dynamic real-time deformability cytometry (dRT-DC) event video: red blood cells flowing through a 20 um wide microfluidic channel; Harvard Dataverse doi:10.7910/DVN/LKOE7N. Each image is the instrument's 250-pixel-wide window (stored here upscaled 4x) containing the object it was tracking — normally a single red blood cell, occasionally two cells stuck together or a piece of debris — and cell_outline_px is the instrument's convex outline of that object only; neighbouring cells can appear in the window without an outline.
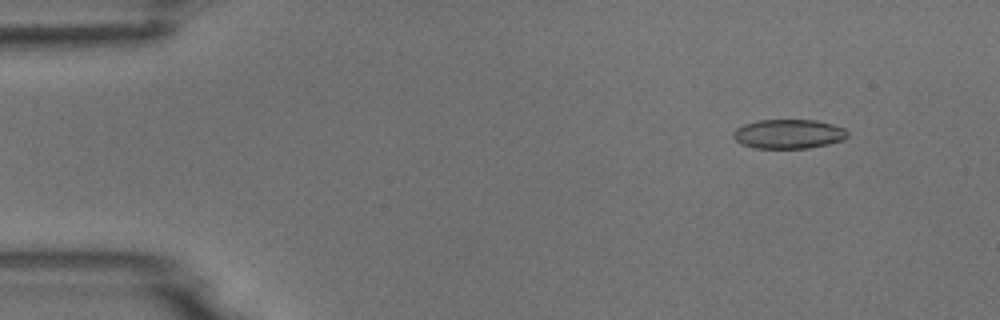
{"species": "common noctule bat (a hibernating species)", "species_latin": "Nyctalus noctula", "temperature_condition": "room temperature", "stored_images_in_passage": 5, "camera_frame_rate_fps": 3000, "um_per_image_px": 0.085, "animal": {"sex": "male", "body_mass_g": 18.8}, "frame": {"image": 1, "passage_image": 2, "time_ms": 1.333, "image_size_px": [1000, 320], "cell_outline_px": [[848, 136], [844, 140], [828, 144], [808, 148], [756, 148], [740, 144], [732, 136], [732, 132], [736, 128], [744, 124], [756, 120], [816, 120], [832, 124], [844, 128], [848, 132]], "centroid_in_image_um": [67.01, 11.38], "position_along_channel_um": 18.0, "area_um2": 19.65}}
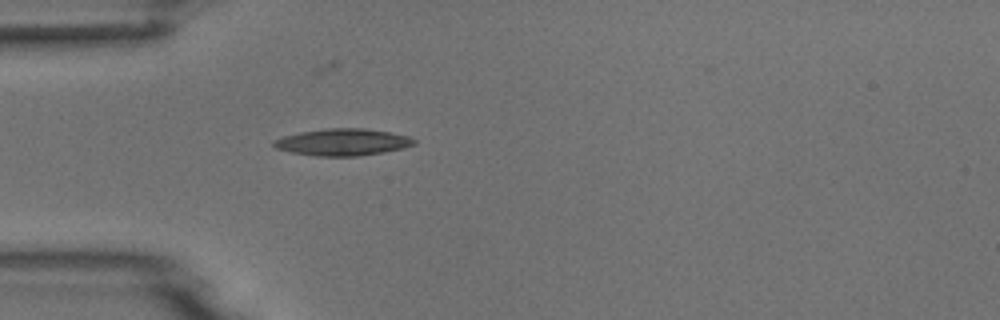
{"frame": {"image": 2, "passage_image": 5, "time_ms": 4.667, "image_size_px": [1000, 320], "cell_outline_px": [[416, 144], [404, 148], [384, 152], [356, 156], [316, 156], [292, 152], [276, 148], [272, 144], [272, 140], [284, 136], [300, 132], [324, 128], [364, 128], [388, 132], [408, 136], [416, 140]], "centroid_in_image_um": [29.13, 12.08], "position_along_channel_um": 55.9, "area_um2": 21.96}}